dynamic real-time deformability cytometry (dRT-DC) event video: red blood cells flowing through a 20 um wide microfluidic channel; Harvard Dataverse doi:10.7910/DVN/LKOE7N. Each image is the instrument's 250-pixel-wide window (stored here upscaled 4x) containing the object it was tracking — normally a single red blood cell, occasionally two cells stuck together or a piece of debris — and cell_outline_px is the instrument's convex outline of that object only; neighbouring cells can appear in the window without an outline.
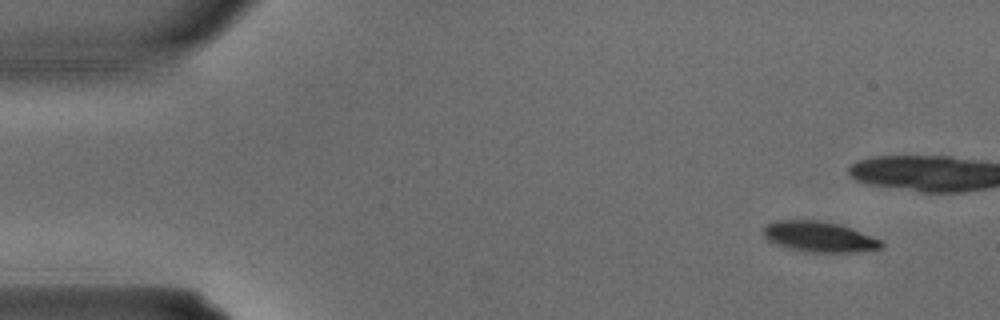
{"species": "common noctule bat (a hibernating species)", "species_latin": "Nyctalus noctula", "temperature_condition": "warm", "stored_images_in_passage": 2, "camera_frame_rate_fps": 3000, "um_per_image_px": 0.085, "animal": {"sex": "male", "body_mass_g": 15.6}, "frame": {"image": 1, "passage_image": 2, "time_ms": 0.333, "image_size_px": [1000, 320], "cell_outline_px": [[884, 248], [856, 252], [812, 252], [792, 248], [768, 240], [764, 236], [764, 224], [776, 220], [820, 220], [840, 224], [852, 228], [880, 240], [884, 244]], "centroid_in_image_um": [69.66, 20.1], "position_along_channel_um": 15.3, "area_um2": 20.81}}